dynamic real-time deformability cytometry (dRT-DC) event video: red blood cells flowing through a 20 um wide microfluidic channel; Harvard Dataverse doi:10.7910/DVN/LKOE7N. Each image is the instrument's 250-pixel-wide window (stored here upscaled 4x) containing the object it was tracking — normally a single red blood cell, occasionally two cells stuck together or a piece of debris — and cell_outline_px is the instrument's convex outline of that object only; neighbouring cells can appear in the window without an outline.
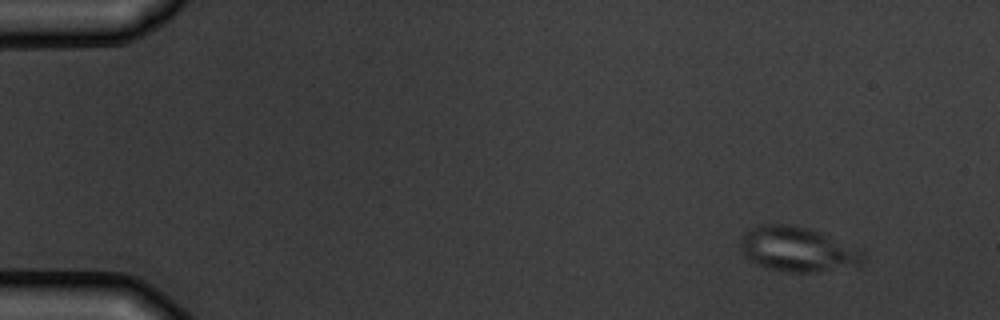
{"species": "common noctule bat (a hibernating species)", "species_latin": "Nyctalus noctula", "temperature_condition": "warm", "stored_images_in_passage": 4, "camera_frame_rate_fps": 3000, "um_per_image_px": 0.085, "animal": {"sex": "male", "body_mass_g": 19.5, "forearm_length_mm": 54.6}, "frame": {"image": 1, "passage_image": 1, "time_ms": 0.0, "image_size_px": [1000, 320], "cell_outline_px": [[864, 264], [812, 272], [788, 272], [768, 268], [756, 264], [748, 260], [740, 252], [740, 240], [744, 232], [752, 228], [764, 224], [788, 224], [808, 228], [820, 232], [864, 248]], "centroid_in_image_um": [67.81, 21.18], "position_along_channel_um": 17.2, "area_um2": 32.43}}